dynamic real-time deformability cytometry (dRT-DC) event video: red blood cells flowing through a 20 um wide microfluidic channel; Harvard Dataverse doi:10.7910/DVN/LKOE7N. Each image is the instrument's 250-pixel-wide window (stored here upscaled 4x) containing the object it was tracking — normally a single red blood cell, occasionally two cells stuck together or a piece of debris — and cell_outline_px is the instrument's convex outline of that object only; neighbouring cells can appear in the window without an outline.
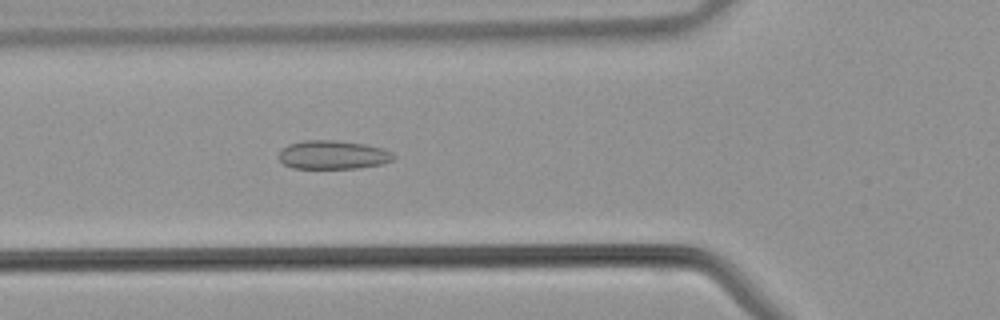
{"species": "common noctule bat (a hibernating species)", "species_latin": "Nyctalus noctula", "temperature_condition": "warm", "stored_images_in_passage": 39, "camera_frame_rate_fps": 3000, "um_per_image_px": 0.085, "animal": {"sex": "male", "body_mass_g": 21.5, "forearm_length_mm": 52.0}, "frame": {"image": 1, "passage_image": 12, "time_ms": 3.667, "image_size_px": [1000, 320], "cell_outline_px": [[396, 156], [392, 160], [380, 164], [356, 168], [292, 168], [284, 164], [280, 160], [280, 148], [288, 144], [304, 140], [332, 140], [364, 144], [384, 148], [392, 152]], "centroid_in_image_um": [28.29, 13.15], "position_along_channel_um": 97.5, "area_um2": 19.13}}
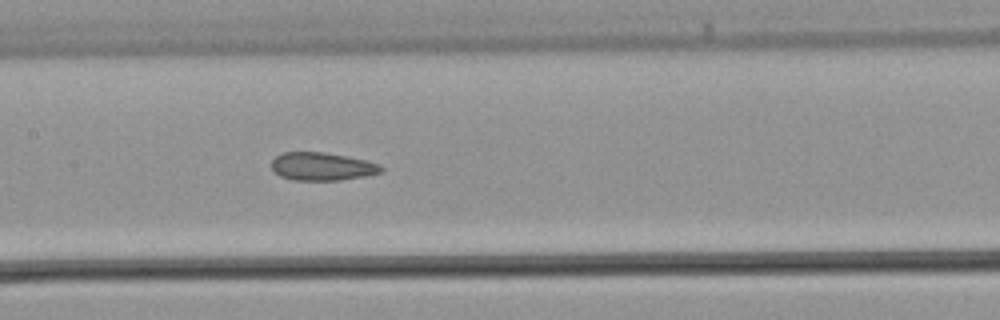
{"frame": {"image": 2, "passage_image": 17, "time_ms": 5.333, "image_size_px": [1000, 320], "cell_outline_px": [[384, 172], [368, 176], [340, 180], [292, 180], [280, 176], [272, 172], [272, 160], [276, 156], [284, 152], [324, 152], [348, 156], [368, 160], [380, 164], [384, 168]], "centroid_in_image_um": [27.42, 14.15], "position_along_channel_um": 180.0, "area_um2": 18.26}}
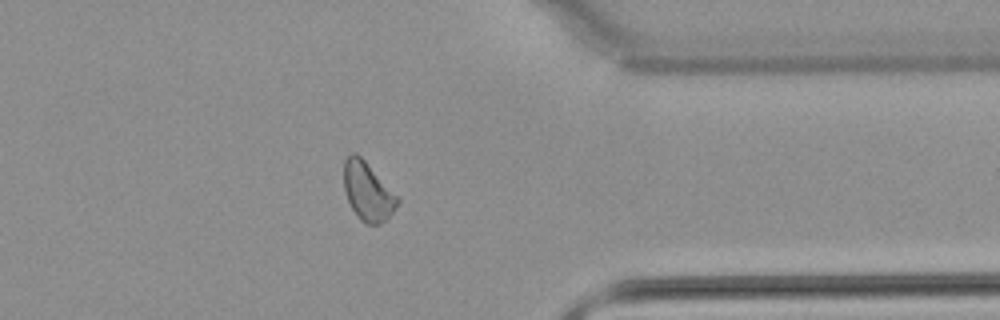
{"frame": {"image": 3, "passage_image": 30, "time_ms": 9.667, "image_size_px": [1000, 320], "cell_outline_px": [[400, 200], [392, 212], [380, 224], [364, 224], [356, 216], [348, 200], [344, 188], [344, 160], [352, 152], [356, 152], [364, 160]], "centroid_in_image_um": [31.22, 16.28], "position_along_channel_um": 380.2, "area_um2": 17.8}}